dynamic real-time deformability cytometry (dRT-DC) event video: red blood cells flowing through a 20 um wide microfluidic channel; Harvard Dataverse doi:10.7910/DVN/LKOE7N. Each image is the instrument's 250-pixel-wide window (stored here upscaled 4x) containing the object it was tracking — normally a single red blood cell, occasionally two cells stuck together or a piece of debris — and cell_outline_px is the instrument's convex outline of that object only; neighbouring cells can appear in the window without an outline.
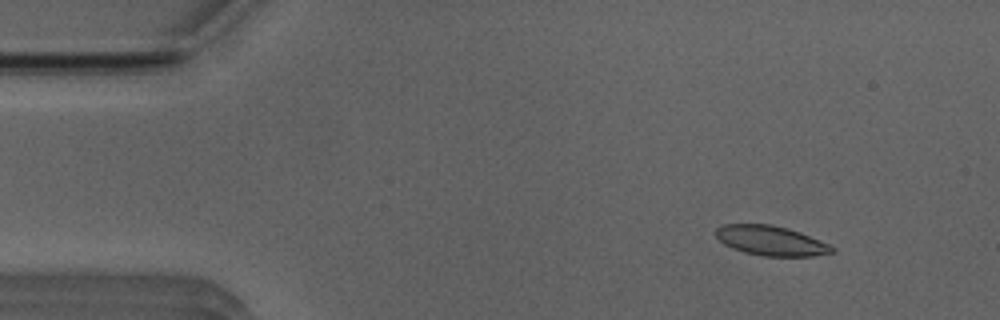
{"species": "Egyptian fruit bat (a non-hibernating species)", "species_latin": "Rousettus aegyptiacus", "temperature_condition": "room temperature", "stored_images_in_passage": 49, "segment_of_instrument_passage": [1, 2], "camera_frame_rate_fps": 3000, "um_per_image_px": 0.085, "animal": {"sex": "male"}, "frame": {"image": 1, "passage_image": 2, "time_ms": 0.333, "image_size_px": [1000, 320], "cell_outline_px": [[836, 252], [812, 256], [764, 256], [744, 252], [732, 248], [724, 244], [716, 236], [716, 228], [724, 224], [772, 224], [788, 228], [800, 232], [828, 244], [836, 248]], "centroid_in_image_um": [65.54, 20.45], "position_along_channel_um": 19.5, "area_um2": 20.11}}
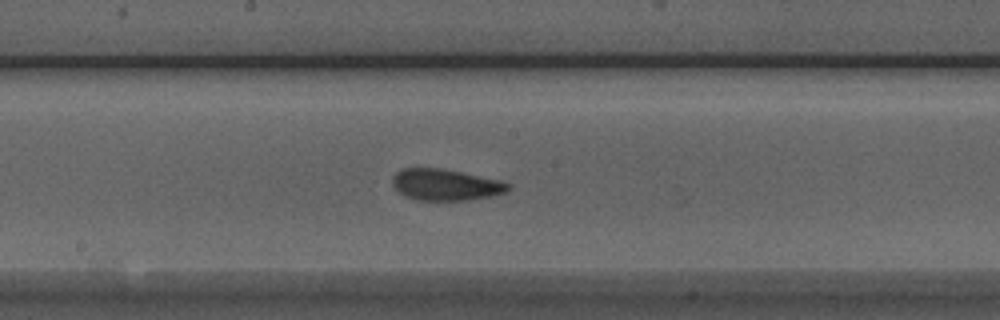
{"frame": {"image": 2, "passage_image": 23, "time_ms": 7.333, "image_size_px": [1000, 320], "cell_outline_px": [[512, 184], [504, 192], [492, 196], [468, 200], [416, 200], [404, 196], [392, 184], [392, 176], [400, 168], [440, 168], [500, 180]], "centroid_in_image_um": [37.84, 15.7], "position_along_channel_um": 210.4, "area_um2": 21.1}}
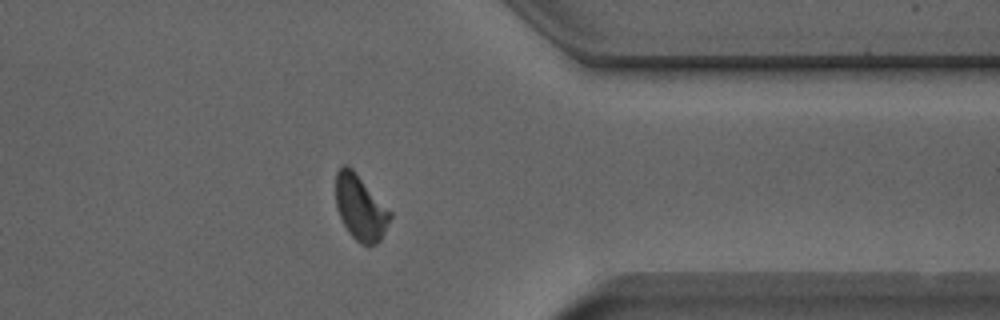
{"frame": {"image": 3, "passage_image": 37, "time_ms": 12.0, "image_size_px": [1000, 320], "cell_outline_px": [[392, 216], [380, 240], [376, 244], [368, 248], [360, 244], [348, 232], [336, 208], [336, 172], [344, 164], [348, 164], [352, 168], [392, 212]], "centroid_in_image_um": [30.64, 17.67], "position_along_channel_um": 380.8, "area_um2": 20.75}}